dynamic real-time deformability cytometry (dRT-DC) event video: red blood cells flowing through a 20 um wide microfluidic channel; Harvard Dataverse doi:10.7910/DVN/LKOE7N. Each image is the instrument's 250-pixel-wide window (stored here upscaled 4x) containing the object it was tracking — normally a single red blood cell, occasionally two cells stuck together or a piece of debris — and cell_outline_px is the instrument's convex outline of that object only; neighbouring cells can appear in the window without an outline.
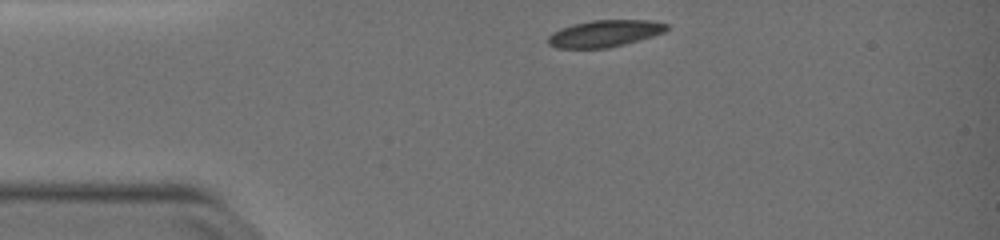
{"species": "common noctule bat (a hibernating species)", "species_latin": "Nyctalus noctula", "temperature_condition": "warm", "stored_images_in_passage": 35, "camera_frame_rate_fps": 3000, "um_per_image_px": 0.085, "animal": {"sex": "female", "body_mass_g": 19.0, "forearm_length_mm": 51.5}, "frame": {"image": 1, "passage_image": 1, "time_ms": 0.0, "image_size_px": [1000, 240], "cell_outline_px": [[668, 28], [664, 32], [652, 36], [624, 44], [608, 48], [556, 48], [548, 44], [548, 36], [552, 32], [560, 28], [572, 24], [592, 20], [652, 20], [668, 24]], "centroid_in_image_um": [51.37, 2.84], "position_along_channel_um": 33.6, "area_um2": 18.55}}
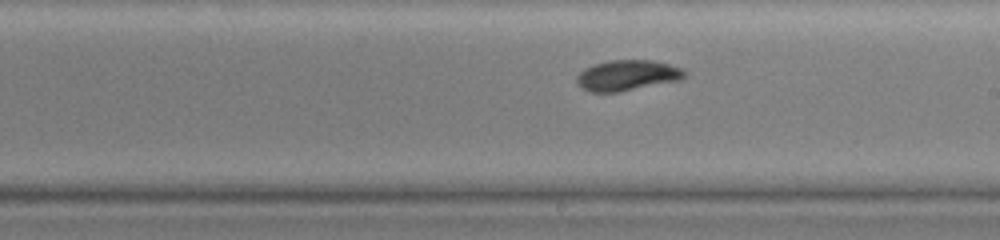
{"frame": {"image": 2, "passage_image": 20, "time_ms": 6.333, "image_size_px": [1000, 240], "cell_outline_px": [[688, 72], [680, 80], [620, 92], [588, 92], [580, 88], [576, 84], [576, 76], [584, 68], [592, 64], [608, 60], [652, 60], [684, 68]], "centroid_in_image_um": [53.29, 6.41], "position_along_channel_um": 235.7, "area_um2": 19.59}}
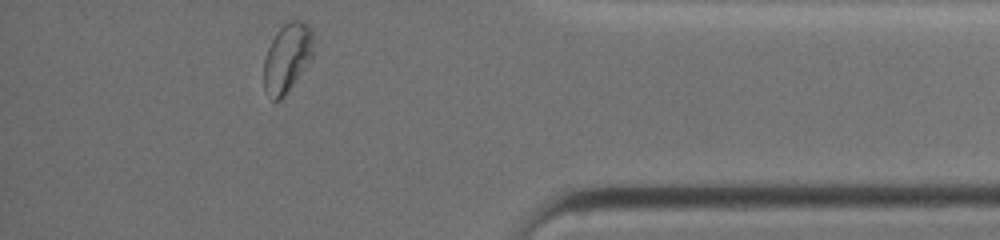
{"frame": {"image": 3, "passage_image": 35, "time_ms": 11.333, "image_size_px": [1000, 240], "cell_outline_px": [[312, 56], [284, 96], [280, 100], [272, 100], [264, 88], [264, 60], [268, 48], [276, 32], [288, 20], [304, 20], [312, 28]], "centroid_in_image_um": [24.39, 4.87], "position_along_channel_um": 410.8, "area_um2": 19.59}, "authors_computed_cell_mechanics": {"area_um2": 19.5942, "velocity_mm_per_s": 3.8401, "shape_relaxation_time_tau1_ms": 4.3204, "shape_relaxation_time_tau2_ms": 2.7543, "deformation_change_tau1": 0.1654, "deformation_change_tau2": 0.0647}}